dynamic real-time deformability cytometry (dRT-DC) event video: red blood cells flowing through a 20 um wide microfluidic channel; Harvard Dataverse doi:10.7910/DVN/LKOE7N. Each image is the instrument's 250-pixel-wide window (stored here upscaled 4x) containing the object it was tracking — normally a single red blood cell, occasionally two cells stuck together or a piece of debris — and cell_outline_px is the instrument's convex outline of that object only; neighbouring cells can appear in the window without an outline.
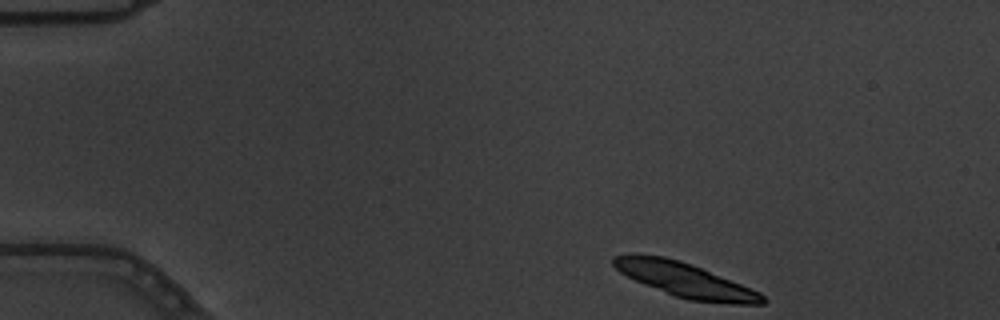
{"species": "common noctule bat (a hibernating species)", "species_latin": "Nyctalus noctula", "temperature_condition": "warm", "stored_images_in_passage": 5, "segment_of_instrument_passage": [1, 2], "camera_frame_rate_fps": 3000, "um_per_image_px": 0.085, "animal": {"sex": "male", "body_mass_g": 19.5, "forearm_length_mm": 54.6}, "frame": {"image": 1, "passage_image": 1, "time_ms": 0.0, "image_size_px": [1000, 320], "cell_outline_px": [[768, 300], [764, 304], [732, 304], [688, 300], [676, 296], [636, 280], [620, 272], [612, 264], [612, 256], [636, 252], [664, 256], [680, 260], [760, 292]], "centroid_in_image_um": [58.2, 23.77], "position_along_channel_um": 26.8, "area_um2": 29.59}}